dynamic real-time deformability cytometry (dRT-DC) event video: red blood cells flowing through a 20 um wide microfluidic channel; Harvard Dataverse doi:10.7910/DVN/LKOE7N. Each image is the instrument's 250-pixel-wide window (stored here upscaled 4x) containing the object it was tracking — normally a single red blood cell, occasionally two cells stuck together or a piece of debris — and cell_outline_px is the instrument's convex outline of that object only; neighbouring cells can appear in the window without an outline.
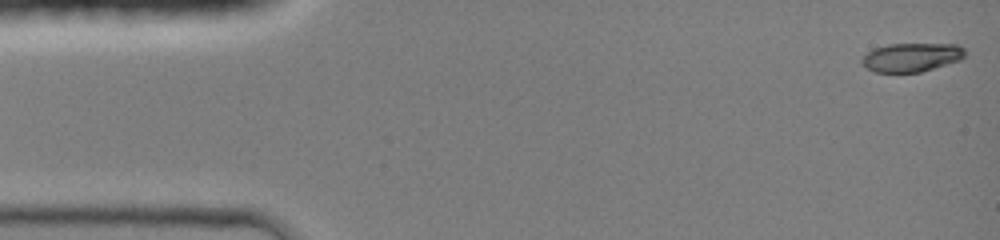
{"species": "common noctule bat (a hibernating species)", "species_latin": "Nyctalus noctula", "temperature_condition": "room temperature", "stored_images_in_passage": 45, "camera_frame_rate_fps": 3000, "um_per_image_px": 0.085, "animal": {"sex": "female", "body_mass_g": 19.0, "forearm_length_mm": 51.5}, "frame": {"image": 1, "passage_image": 1, "time_ms": 0.0, "image_size_px": [1000, 240], "cell_outline_px": [[964, 56], [960, 60], [920, 72], [876, 72], [868, 68], [860, 60], [872, 48], [888, 44], [956, 44], [964, 48]], "centroid_in_image_um": [77.47, 4.86], "position_along_channel_um": 7.5, "area_um2": 17.11}}
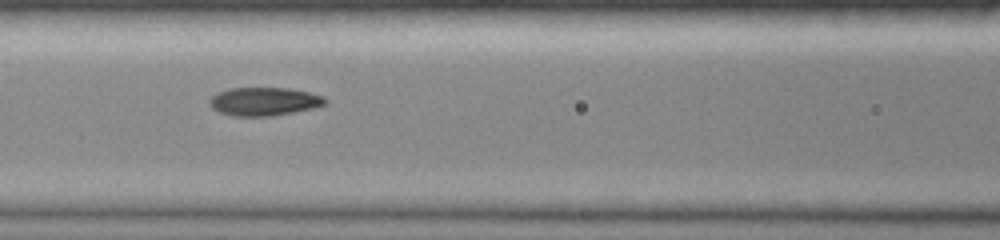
{"frame": {"image": 2, "passage_image": 19, "time_ms": 6.0, "image_size_px": [1000, 240], "cell_outline_px": [[328, 104], [316, 108], [272, 116], [232, 116], [220, 112], [212, 108], [208, 104], [208, 100], [212, 96], [228, 88], [288, 88], [308, 92], [324, 96], [328, 100]], "centroid_in_image_um": [22.48, 8.63], "position_along_channel_um": 144.1, "area_um2": 19.31}}
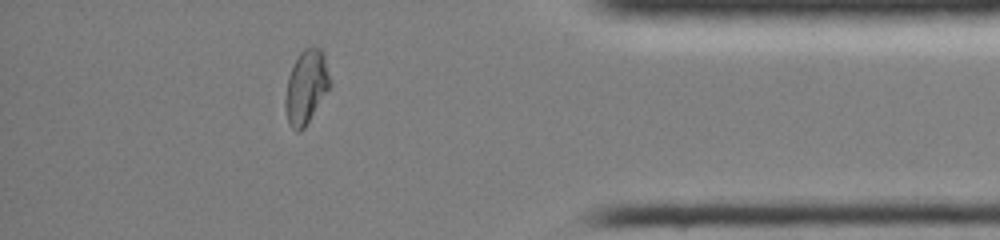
{"frame": {"image": 3, "passage_image": 39, "time_ms": 12.667, "image_size_px": [1000, 240], "cell_outline_px": [[332, 84], [304, 128], [300, 132], [296, 132], [288, 124], [284, 104], [284, 100], [288, 76], [300, 52], [304, 48], [312, 44], [320, 48], [324, 52]], "centroid_in_image_um": [26.03, 7.36], "position_along_channel_um": 409.2, "area_um2": 19.48}, "authors_computed_cell_mechanics": {"area_um2": 19.1318, "velocity_mm_per_s": 4.2689, "shape_relaxation_time_tau1_ms": 5.429, "shape_relaxation_time_tau2_ms": 1.3684, "deformation_change_tau1": 0.2432, "deformation_change_tau2": 0.0499}}